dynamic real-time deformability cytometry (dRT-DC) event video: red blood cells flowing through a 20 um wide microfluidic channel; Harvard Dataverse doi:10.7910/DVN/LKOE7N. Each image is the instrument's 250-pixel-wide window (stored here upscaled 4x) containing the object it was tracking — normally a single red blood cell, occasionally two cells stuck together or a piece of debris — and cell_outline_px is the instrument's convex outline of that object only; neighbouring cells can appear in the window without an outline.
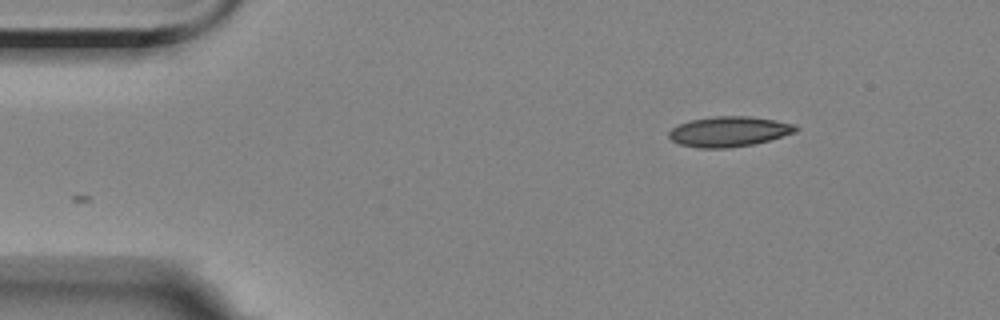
{"species": "Egyptian fruit bat (a non-hibernating species)", "species_latin": "Rousettus aegyptiacus", "temperature_condition": "room temperature", "stored_images_in_passage": 2, "camera_frame_rate_fps": 3000, "um_per_image_px": 0.085, "animal": {"sex": "female"}, "frame": {"image": 1, "passage_image": 2, "time_ms": 1.0, "image_size_px": [1000, 320], "cell_outline_px": [[800, 128], [796, 132], [768, 140], [752, 144], [724, 148], [700, 148], [680, 144], [672, 140], [668, 136], [668, 132], [672, 128], [680, 124], [692, 120], [716, 116], [748, 116], [776, 120], [796, 124]], "centroid_in_image_um": [61.99, 11.17], "position_along_channel_um": 23.0, "area_um2": 22.14}}